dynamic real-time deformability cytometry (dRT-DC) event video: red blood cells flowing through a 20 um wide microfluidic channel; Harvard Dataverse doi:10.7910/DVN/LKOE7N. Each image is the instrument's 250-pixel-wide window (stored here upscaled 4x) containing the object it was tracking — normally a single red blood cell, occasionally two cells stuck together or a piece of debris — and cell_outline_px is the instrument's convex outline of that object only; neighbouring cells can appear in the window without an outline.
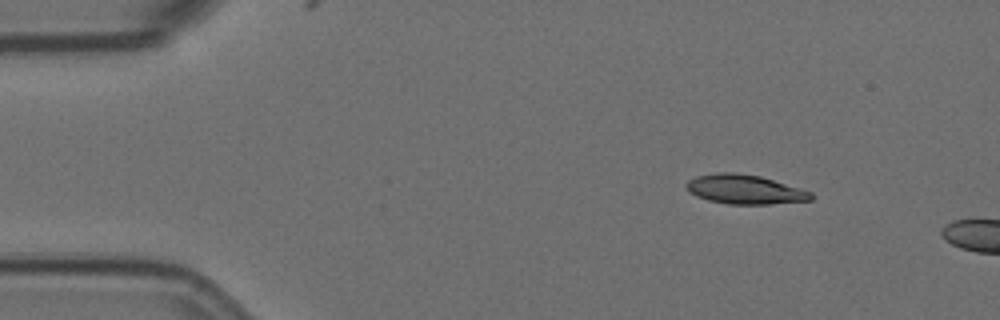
{"species": "Egyptian fruit bat (a non-hibernating species)", "species_latin": "Rousettus aegyptiacus", "temperature_condition": "room temperature", "stored_images_in_passage": 3, "camera_frame_rate_fps": 3000, "um_per_image_px": 0.085, "animal": {"sex": "female"}, "frame": {"image": 1, "passage_image": 1, "time_ms": 0.0, "image_size_px": [1000, 320], "cell_outline_px": [[816, 196], [812, 200], [768, 204], [728, 204], [708, 200], [696, 196], [688, 192], [684, 184], [688, 180], [696, 176], [716, 172], [736, 172], [760, 176], [800, 188], [812, 192]], "centroid_in_image_um": [63.29, 16.09], "position_along_channel_um": 21.7, "area_um2": 21.5}}